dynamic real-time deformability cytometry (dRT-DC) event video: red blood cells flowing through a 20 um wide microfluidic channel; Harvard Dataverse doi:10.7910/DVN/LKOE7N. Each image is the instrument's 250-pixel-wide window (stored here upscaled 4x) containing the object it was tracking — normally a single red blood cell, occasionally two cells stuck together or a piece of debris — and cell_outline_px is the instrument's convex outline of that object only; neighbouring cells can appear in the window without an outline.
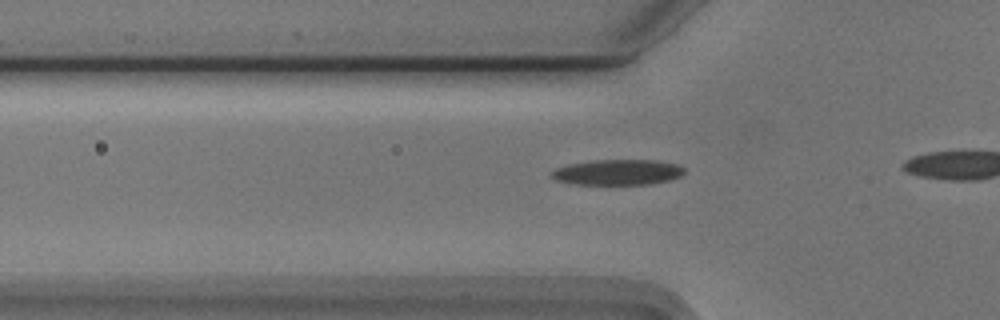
{"species": "Egyptian fruit bat (a non-hibernating species)", "species_latin": "Rousettus aegyptiacus", "temperature_condition": "cold", "stored_images_in_passage": 9, "camera_frame_rate_fps": 3000, "um_per_image_px": 0.085, "animal": {"sex": "male"}, "frame": {"image": 1, "passage_image": 3, "time_ms": 0.667, "image_size_px": [1000, 320], "cell_outline_px": [[684, 172], [680, 176], [668, 180], [652, 184], [572, 184], [556, 180], [548, 176], [548, 172], [556, 168], [568, 164], [592, 160], [660, 160], [680, 164], [684, 168]], "centroid_in_image_um": [52.47, 14.63], "position_along_channel_um": 73.3, "area_um2": 20.06}}
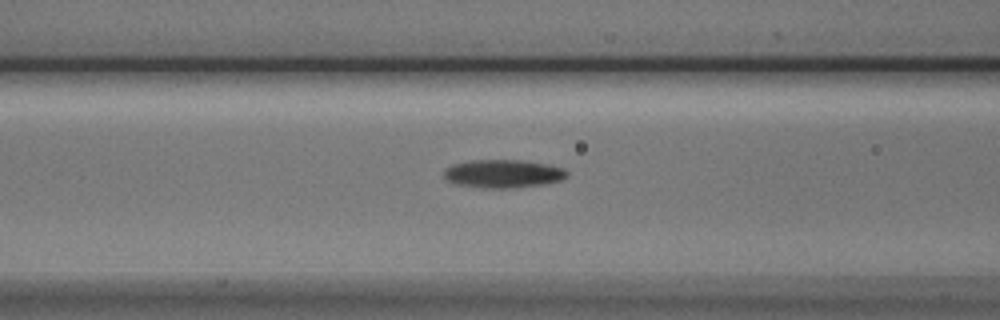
{"frame": {"image": 2, "passage_image": 7, "time_ms": 2.0, "image_size_px": [1000, 320], "cell_outline_px": [[568, 176], [560, 180], [544, 184], [512, 188], [484, 188], [456, 184], [444, 180], [444, 168], [452, 164], [472, 160], [520, 160], [548, 164], [564, 168], [568, 172]], "centroid_in_image_um": [42.74, 14.76], "position_along_channel_um": 123.9, "area_um2": 20.4}}